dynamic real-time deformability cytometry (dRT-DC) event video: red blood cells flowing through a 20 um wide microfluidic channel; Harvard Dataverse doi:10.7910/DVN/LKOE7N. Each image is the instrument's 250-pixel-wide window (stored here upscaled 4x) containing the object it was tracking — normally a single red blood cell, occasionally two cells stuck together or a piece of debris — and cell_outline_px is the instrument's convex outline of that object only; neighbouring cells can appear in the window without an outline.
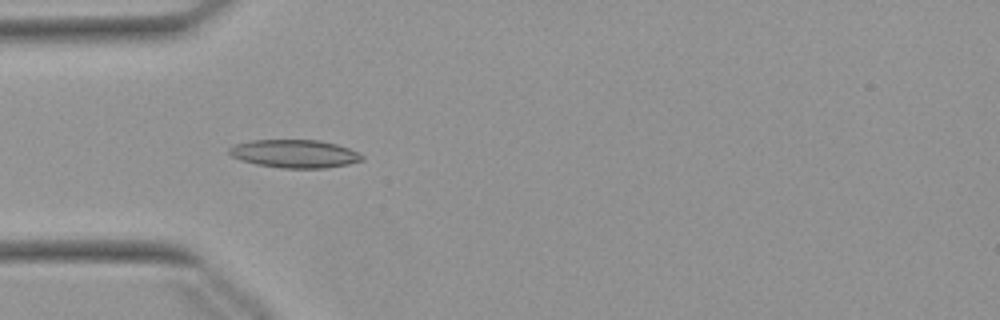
{"species": "Egyptian fruit bat (a non-hibernating species)", "species_latin": "Rousettus aegyptiacus", "temperature_condition": "warm", "stored_images_in_passage": 14, "camera_frame_rate_fps": 3000, "um_per_image_px": 0.085, "animal": {"sex": "female"}, "frame": {"image": 1, "passage_image": 8, "time_ms": 2.333, "image_size_px": [1000, 320], "cell_outline_px": [[364, 160], [348, 164], [324, 168], [280, 168], [256, 164], [240, 160], [232, 156], [228, 152], [228, 148], [236, 144], [252, 140], [316, 140], [336, 144], [348, 148], [364, 156]], "centroid_in_image_um": [25.03, 13.07], "position_along_channel_um": 60.0, "area_um2": 21.68}}
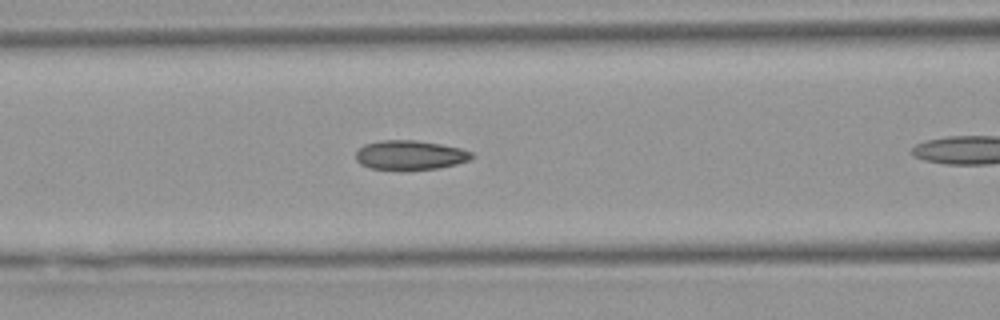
{"frame": {"image": 2, "passage_image": 10, "time_ms": 3.0, "image_size_px": [1000, 320], "cell_outline_px": [[472, 156], [468, 160], [456, 164], [440, 168], [368, 168], [360, 164], [356, 160], [356, 152], [364, 144], [380, 140], [416, 140], [440, 144], [460, 148], [472, 152]], "centroid_in_image_um": [34.83, 13.15], "position_along_channel_um": 131.8, "area_um2": 19.36}}